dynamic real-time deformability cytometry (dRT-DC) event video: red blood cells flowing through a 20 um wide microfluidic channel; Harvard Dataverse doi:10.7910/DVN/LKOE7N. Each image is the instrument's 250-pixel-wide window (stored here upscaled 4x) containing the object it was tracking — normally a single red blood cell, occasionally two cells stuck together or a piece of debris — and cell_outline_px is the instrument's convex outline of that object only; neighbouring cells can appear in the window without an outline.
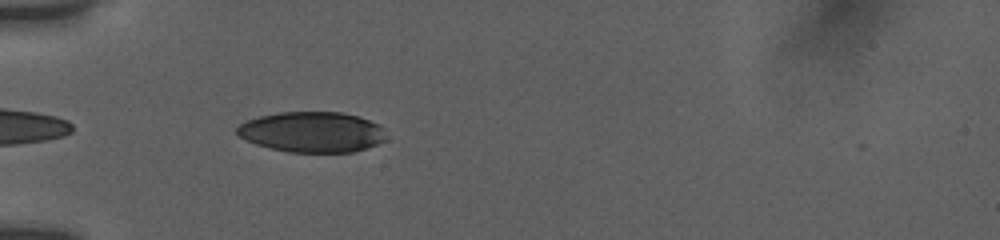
{"species": "human", "species_latin": "Homo sapiens", "temperature_condition": "room temperature", "stored_images_in_passage": 38, "camera_frame_rate_fps": 3000, "um_per_image_px": 0.085, "donor": {"sex": "female"}, "frame": {"image": 1, "passage_image": 2, "time_ms": 0.333, "image_size_px": [1000, 240], "cell_outline_px": [[388, 140], [352, 152], [288, 152], [256, 144], [240, 136], [236, 132], [236, 128], [240, 124], [248, 120], [260, 116], [280, 112], [340, 112], [356, 116], [380, 124], [384, 128]], "centroid_in_image_um": [26.57, 11.22], "position_along_channel_um": 58.4, "area_um2": 35.08}}
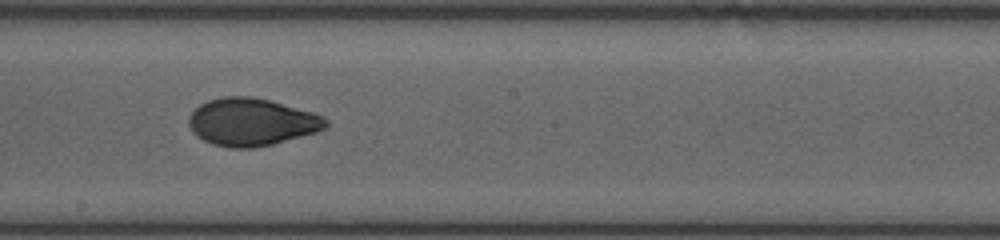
{"frame": {"image": 2, "passage_image": 16, "time_ms": 5.0, "image_size_px": [1000, 240], "cell_outline_px": [[328, 128], [316, 132], [272, 144], [256, 148], [228, 148], [212, 144], [204, 140], [192, 132], [188, 124], [188, 116], [200, 104], [208, 100], [224, 96], [252, 96], [272, 100], [312, 112], [324, 116], [328, 120]], "centroid_in_image_um": [21.39, 10.37], "position_along_channel_um": 226.8, "area_um2": 38.26}}
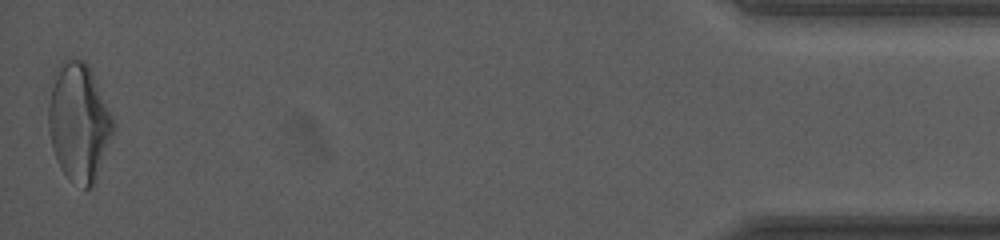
{"frame": {"image": 3, "passage_image": 38, "time_ms": 12.333, "image_size_px": [1000, 240], "cell_outline_px": [[116, 128], [96, 180], [88, 188], [84, 188], [68, 176], [60, 168], [56, 160], [52, 148], [48, 132], [48, 104], [52, 72], [60, 60], [72, 56], [84, 60], [88, 64], [92, 72], [116, 124]], "centroid_in_image_um": [6.68, 10.3], "position_along_channel_um": 428.5, "area_um2": 45.37}, "authors_computed_cell_mechanics": {"area_um2": 37.9746, "velocity_mm_per_s": 3.8423, "shape_relaxation_time_tau1_ms": 3.9494, "shape_relaxation_time_tau2_ms": 1.0135, "deformation_change_tau1": 0.1562, "deformation_change_tau2": 0.0485}}